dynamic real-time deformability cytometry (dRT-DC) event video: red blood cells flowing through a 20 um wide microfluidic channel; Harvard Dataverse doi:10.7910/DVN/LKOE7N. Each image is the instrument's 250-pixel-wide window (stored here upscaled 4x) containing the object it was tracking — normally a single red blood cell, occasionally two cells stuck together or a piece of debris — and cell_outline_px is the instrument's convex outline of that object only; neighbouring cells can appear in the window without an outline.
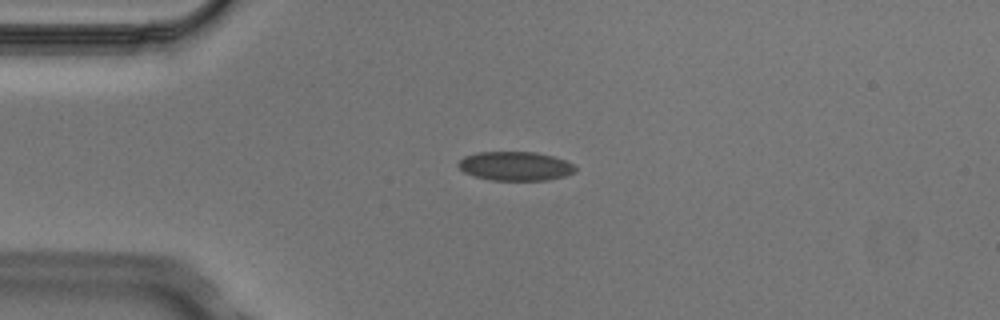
{"species": "Egyptian fruit bat (a non-hibernating species)", "species_latin": "Rousettus aegyptiacus", "temperature_condition": "cold", "stored_images_in_passage": 7, "camera_frame_rate_fps": 3000, "um_per_image_px": 0.085, "animal": {"sex": "male"}, "frame": {"image": 1, "passage_image": 3, "time_ms": 0.667, "image_size_px": [1000, 320], "cell_outline_px": [[576, 172], [564, 176], [548, 180], [488, 180], [464, 172], [456, 164], [464, 156], [476, 152], [536, 152], [552, 156], [564, 160], [572, 164], [576, 168]], "centroid_in_image_um": [43.79, 14.12], "position_along_channel_um": 41.2, "area_um2": 19.77}}
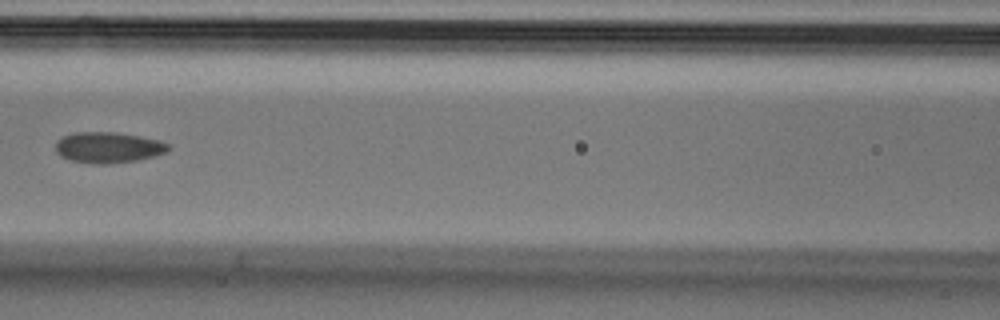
{"frame": {"image": 2, "passage_image": 6, "time_ms": 1.667, "image_size_px": [1000, 320], "cell_outline_px": [[172, 148], [168, 152], [156, 156], [136, 160], [108, 164], [96, 164], [72, 160], [60, 156], [56, 152], [56, 140], [72, 132], [116, 132], [140, 136], [160, 140], [168, 144]], "centroid_in_image_um": [9.23, 12.53], "position_along_channel_um": 157.4, "area_um2": 20.46}}
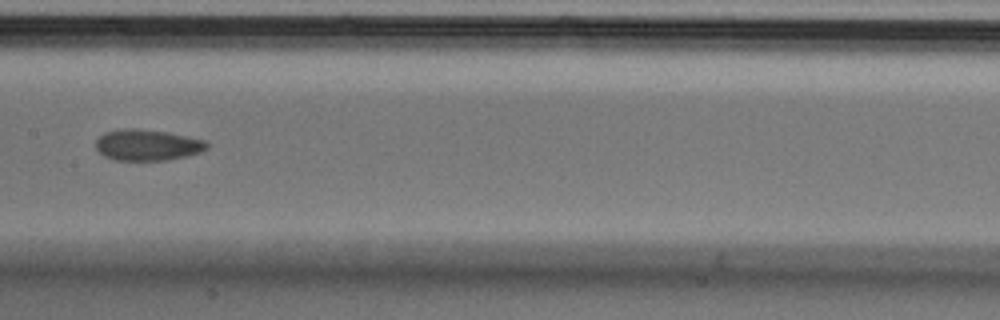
{"frame": {"image": 3, "passage_image": 7, "time_ms": 2.0, "image_size_px": [1000, 320], "cell_outline_px": [[208, 148], [200, 152], [168, 160], [116, 160], [104, 156], [96, 148], [96, 140], [104, 132], [120, 128], [136, 128], [168, 132], [204, 140], [208, 144]], "centroid_in_image_um": [12.5, 12.31], "position_along_channel_um": 194.9, "area_um2": 20.11}}